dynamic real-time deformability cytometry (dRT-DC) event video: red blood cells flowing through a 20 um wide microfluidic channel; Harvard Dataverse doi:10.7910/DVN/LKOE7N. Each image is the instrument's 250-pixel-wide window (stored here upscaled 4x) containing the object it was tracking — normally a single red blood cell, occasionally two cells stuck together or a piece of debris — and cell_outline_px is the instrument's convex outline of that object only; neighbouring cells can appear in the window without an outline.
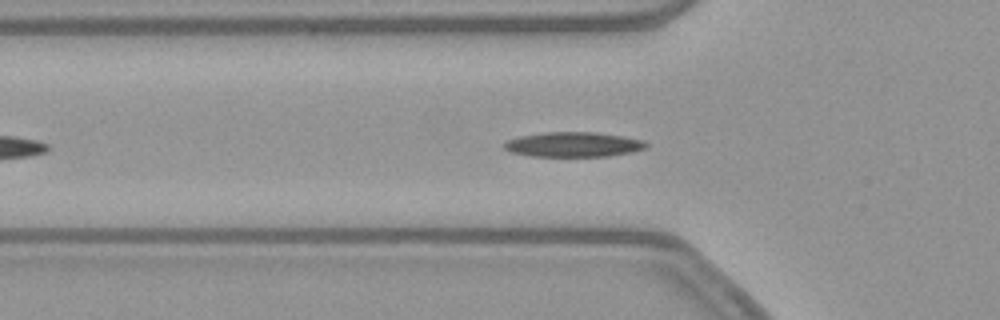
{"species": "common noctule bat (a hibernating species)", "species_latin": "Nyctalus noctula", "temperature_condition": "warm", "stored_images_in_passage": 42, "camera_frame_rate_fps": 3000, "um_per_image_px": 0.085, "animal": {"sex": "female", "body_mass_g": 21.9}, "frame": {"image": 1, "passage_image": 9, "time_ms": 2.667, "image_size_px": [1000, 320], "cell_outline_px": [[648, 148], [632, 152], [608, 156], [532, 156], [508, 152], [504, 148], [504, 144], [508, 140], [520, 136], [544, 132], [592, 132], [624, 136], [644, 140], [648, 144]], "centroid_in_image_um": [48.76, 12.28], "position_along_channel_um": 77.0, "area_um2": 20.63}}
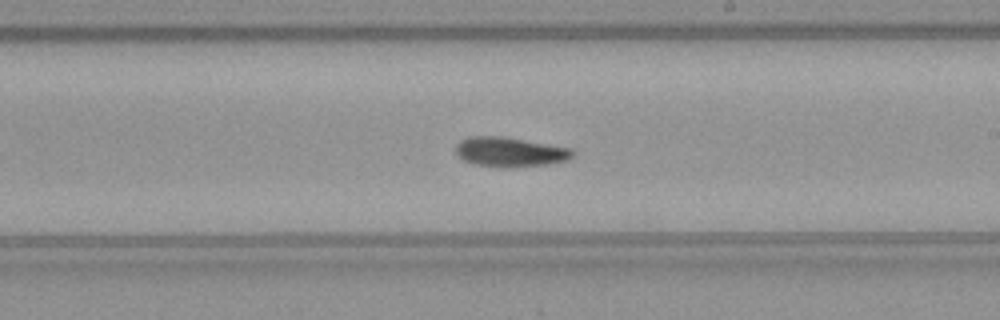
{"frame": {"image": 2, "passage_image": 22, "time_ms": 7.0, "image_size_px": [1000, 320], "cell_outline_px": [[576, 152], [568, 160], [548, 164], [508, 168], [496, 168], [472, 164], [456, 156], [456, 144], [460, 140], [468, 136], [504, 136], [572, 148]], "centroid_in_image_um": [43.32, 12.92], "position_along_channel_um": 245.7, "area_um2": 20.69}}
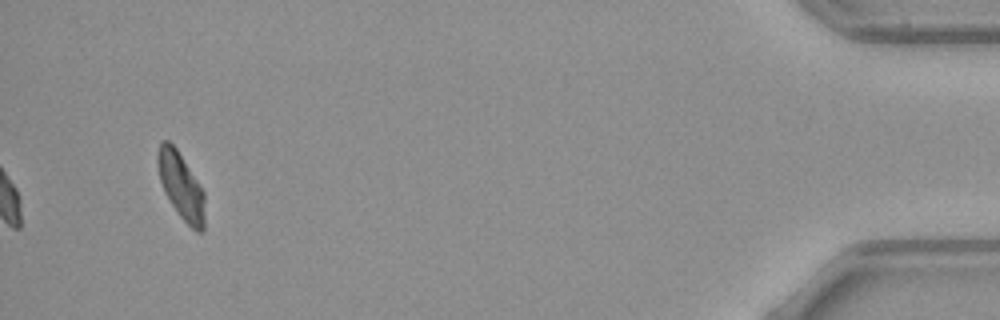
{"frame": {"image": 3, "passage_image": 42, "time_ms": 13.667, "image_size_px": [1000, 320], "cell_outline_px": [[204, 228], [200, 232], [196, 232], [180, 216], [164, 192], [160, 180], [156, 160], [156, 156], [160, 144], [164, 140], [168, 140], [176, 148], [204, 192]], "centroid_in_image_um": [15.37, 15.8], "position_along_channel_um": 419.8, "area_um2": 17.92}, "authors_computed_cell_mechanics": {"area_um2": 19.6809, "velocity_mm_per_s": 3.8591, "shape_relaxation_time_tau1_ms": 7.2261, "shape_relaxation_time_tau2_ms": null, "deformation_change_tau1": 0.1903, "deformation_change_tau2": null}}